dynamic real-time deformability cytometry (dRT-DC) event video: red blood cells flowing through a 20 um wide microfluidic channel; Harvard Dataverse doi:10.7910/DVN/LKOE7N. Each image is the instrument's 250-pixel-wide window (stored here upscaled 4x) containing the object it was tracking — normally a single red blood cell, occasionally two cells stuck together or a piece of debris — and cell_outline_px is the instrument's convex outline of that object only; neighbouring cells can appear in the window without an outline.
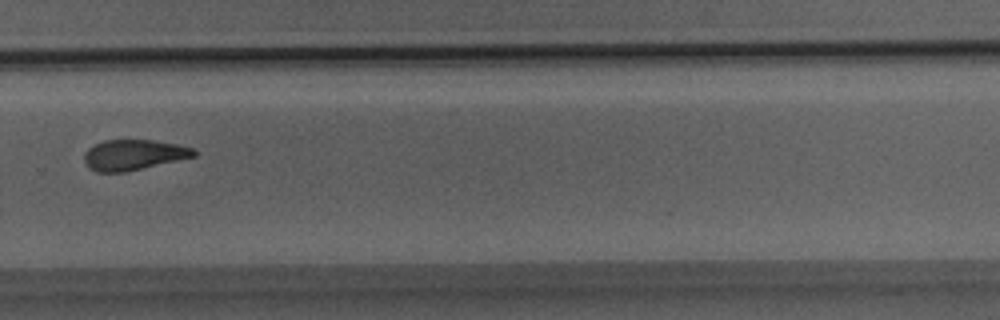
{"species": "Egyptian fruit bat (a non-hibernating species)", "species_latin": "Rousettus aegyptiacus", "temperature_condition": "room temperature", "stored_images_in_passage": 37, "camera_frame_rate_fps": 3000, "um_per_image_px": 0.085, "animal": {"sex": "male"}, "frame": {"image": 1, "passage_image": 26, "time_ms": 8.333, "image_size_px": [1000, 320], "cell_outline_px": [[196, 156], [124, 172], [96, 172], [88, 168], [84, 160], [84, 156], [88, 148], [104, 140], [152, 140], [176, 144], [192, 148], [196, 152]], "centroid_in_image_um": [11.32, 13.16], "position_along_channel_um": 318.5, "area_um2": 19.25}}
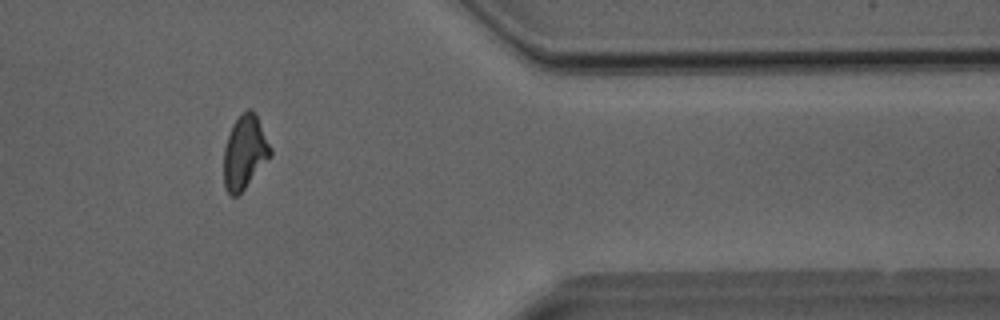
{"frame": {"image": 2, "passage_image": 31, "time_ms": 10.0, "image_size_px": [1000, 320], "cell_outline_px": [[272, 156], [244, 188], [236, 196], [228, 196], [224, 188], [224, 148], [232, 124], [248, 108], [252, 108], [272, 148]], "centroid_in_image_um": [20.8, 12.96], "position_along_channel_um": 390.6, "area_um2": 19.88}}
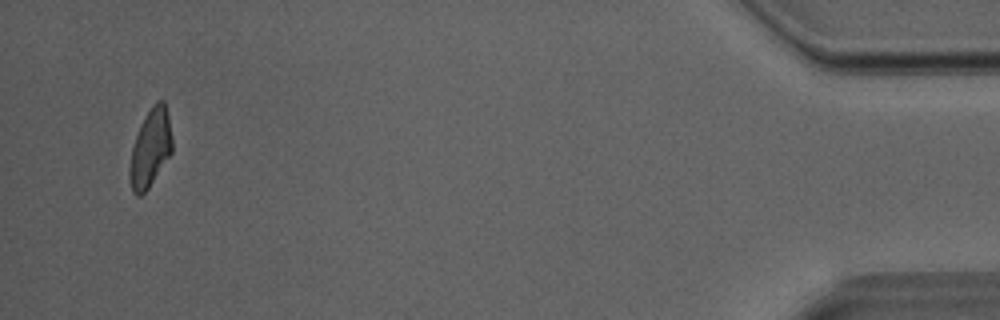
{"frame": {"image": 3, "passage_image": 36, "time_ms": 11.667, "image_size_px": [1000, 320], "cell_outline_px": [[172, 152], [148, 188], [140, 196], [136, 196], [132, 192], [128, 176], [128, 172], [132, 148], [140, 124], [152, 104], [156, 100], [164, 100], [168, 116], [172, 136]], "centroid_in_image_um": [12.77, 12.59], "position_along_channel_um": 422.4, "area_um2": 19.31}}